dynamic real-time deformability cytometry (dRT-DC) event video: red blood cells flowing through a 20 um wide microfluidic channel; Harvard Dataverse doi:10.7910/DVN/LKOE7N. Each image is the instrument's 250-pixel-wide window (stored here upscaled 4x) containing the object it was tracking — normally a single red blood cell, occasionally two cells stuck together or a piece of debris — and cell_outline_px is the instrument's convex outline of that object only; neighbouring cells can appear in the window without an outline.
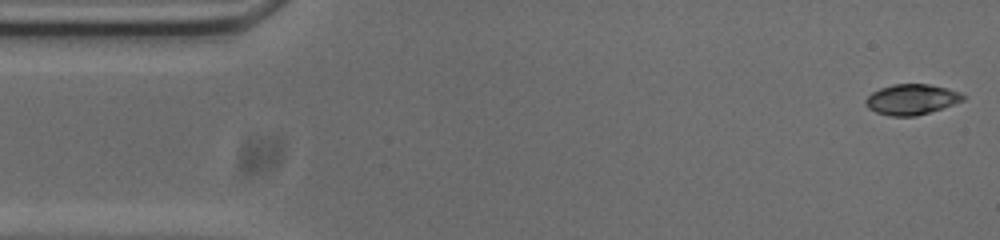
{"species": "common noctule bat (a hibernating species)", "species_latin": "Nyctalus noctula", "temperature_condition": "cold", "stored_images_in_passage": 53, "camera_frame_rate_fps": 3000, "um_per_image_px": 0.085, "animal": {"sex": "male", "body_mass_g": 20.0, "forearm_length_mm": 53.3}, "frame": {"image": 1, "passage_image": 1, "time_ms": 0.0, "image_size_px": [1000, 240], "cell_outline_px": [[968, 96], [964, 100], [916, 116], [892, 116], [876, 112], [868, 108], [864, 104], [864, 100], [872, 92], [880, 88], [892, 84], [928, 84], [960, 92]], "centroid_in_image_um": [77.45, 8.44], "position_along_channel_um": 7.5, "area_um2": 17.17}}
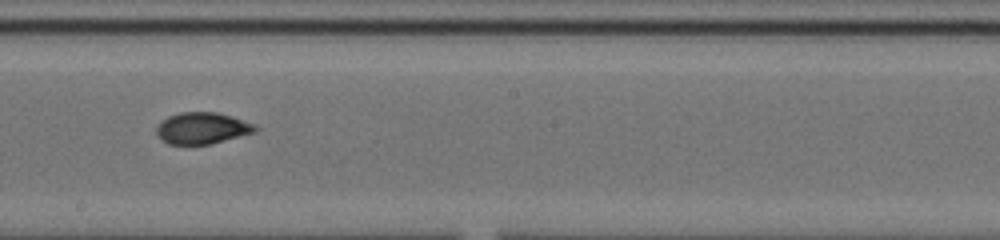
{"frame": {"image": 2, "passage_image": 28, "time_ms": 9.0, "image_size_px": [1000, 240], "cell_outline_px": [[260, 128], [256, 132], [212, 144], [168, 144], [156, 132], [156, 128], [160, 120], [168, 116], [180, 112], [216, 112], [232, 116], [256, 124]], "centroid_in_image_um": [17.23, 10.88], "position_along_channel_um": 231.0, "area_um2": 18.32}}
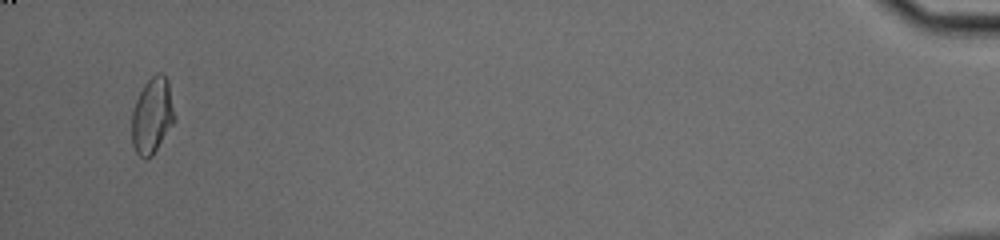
{"frame": {"image": 3, "passage_image": 51, "time_ms": 16.667, "image_size_px": [1000, 240], "cell_outline_px": [[176, 120], [152, 156], [140, 156], [136, 152], [132, 144], [132, 112], [136, 100], [144, 84], [156, 72], [164, 72], [168, 80], [176, 116]], "centroid_in_image_um": [12.96, 9.78], "position_along_channel_um": 422.2, "area_um2": 19.02}, "authors_computed_cell_mechanics": {"area_um2": 18.0336, "velocity_mm_per_s": 3.7429, "shape_relaxation_time_tau1_ms": null, "shape_relaxation_time_tau2_ms": 0.9802, "deformation_change_tau1": null, "deformation_change_tau2": 0.0523}}